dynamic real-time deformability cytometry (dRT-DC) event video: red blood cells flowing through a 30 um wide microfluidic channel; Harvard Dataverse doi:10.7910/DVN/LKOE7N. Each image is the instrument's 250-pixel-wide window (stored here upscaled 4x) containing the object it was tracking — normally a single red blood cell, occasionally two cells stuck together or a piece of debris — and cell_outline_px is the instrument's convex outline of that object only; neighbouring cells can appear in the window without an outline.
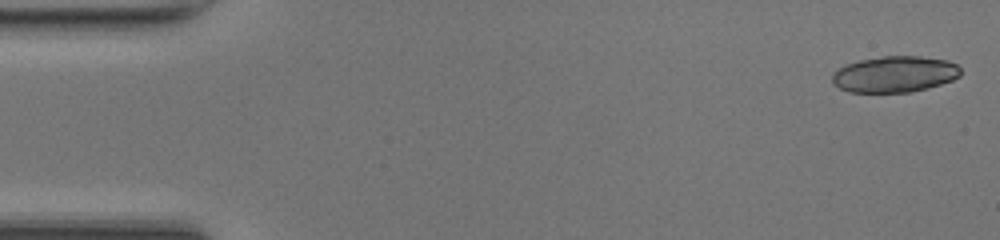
{"species": "common noctule bat (a hibernating species)", "species_latin": "Nyctalus noctula", "temperature_condition": "room temperature", "stored_images_in_passage": 16, "camera_frame_rate_fps": 3000, "um_per_image_px": 0.085, "animal": {"sex": "female", "body_mass_g": 17.0, "forearm_length_mm": 48.0}, "frame": {"image": 1, "passage_image": 1, "time_ms": 0.0, "image_size_px": [1000, 240], "cell_outline_px": [[960, 76], [952, 80], [928, 88], [912, 92], [848, 92], [832, 84], [832, 72], [848, 64], [860, 60], [884, 56], [920, 56], [948, 60], [956, 64], [960, 68]], "centroid_in_image_um": [76.05, 6.31], "position_along_channel_um": 9.0, "area_um2": 27.11}}
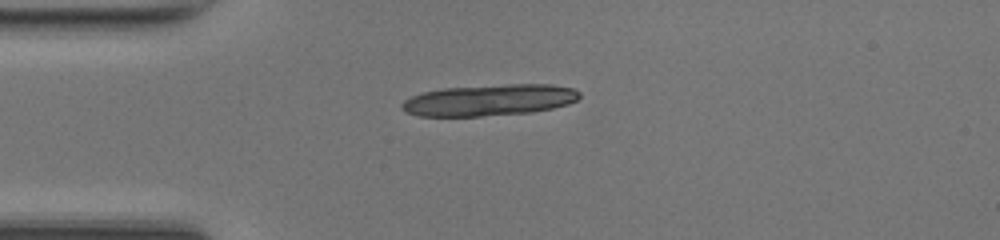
{"frame": {"image": 2, "passage_image": 12, "time_ms": 3.667, "image_size_px": [1000, 240], "cell_outline_px": [[580, 96], [576, 100], [568, 104], [552, 108], [532, 112], [480, 116], [416, 116], [404, 112], [400, 108], [400, 104], [404, 100], [412, 96], [424, 92], [444, 88], [508, 84], [552, 84], [572, 88], [580, 92]], "centroid_in_image_um": [41.56, 8.51], "position_along_channel_um": 43.4, "area_um2": 32.54}}